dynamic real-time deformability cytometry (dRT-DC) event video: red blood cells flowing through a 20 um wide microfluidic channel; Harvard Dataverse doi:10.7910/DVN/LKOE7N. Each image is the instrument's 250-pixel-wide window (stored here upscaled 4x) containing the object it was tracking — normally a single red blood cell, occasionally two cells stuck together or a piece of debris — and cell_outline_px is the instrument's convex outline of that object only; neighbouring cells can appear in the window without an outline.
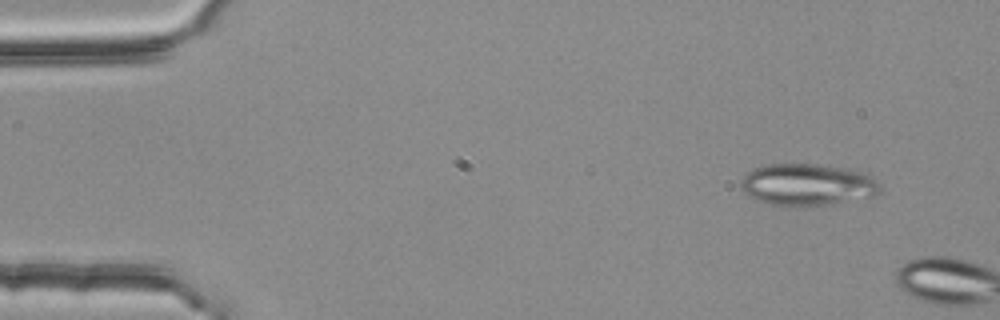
{"species": "common noctule bat (a hibernating species)", "species_latin": "Nyctalus noctula", "temperature_condition": "room temperature", "stored_images_in_passage": 2, "camera_frame_rate_fps": 3000, "um_per_image_px": 0.085, "animal": {"sex": "female", "body_mass_g": 25.1}, "frame": {"image": 1, "passage_image": 1, "time_ms": 0.0, "image_size_px": [1000, 320], "cell_outline_px": [[880, 192], [872, 196], [832, 204], [788, 208], [772, 204], [748, 196], [740, 188], [740, 184], [744, 176], [748, 172], [756, 168], [768, 164], [816, 164], [844, 168], [864, 172], [872, 176], [880, 184]], "centroid_in_image_um": [68.63, 15.71], "position_along_channel_um": 16.4, "area_um2": 34.16}}